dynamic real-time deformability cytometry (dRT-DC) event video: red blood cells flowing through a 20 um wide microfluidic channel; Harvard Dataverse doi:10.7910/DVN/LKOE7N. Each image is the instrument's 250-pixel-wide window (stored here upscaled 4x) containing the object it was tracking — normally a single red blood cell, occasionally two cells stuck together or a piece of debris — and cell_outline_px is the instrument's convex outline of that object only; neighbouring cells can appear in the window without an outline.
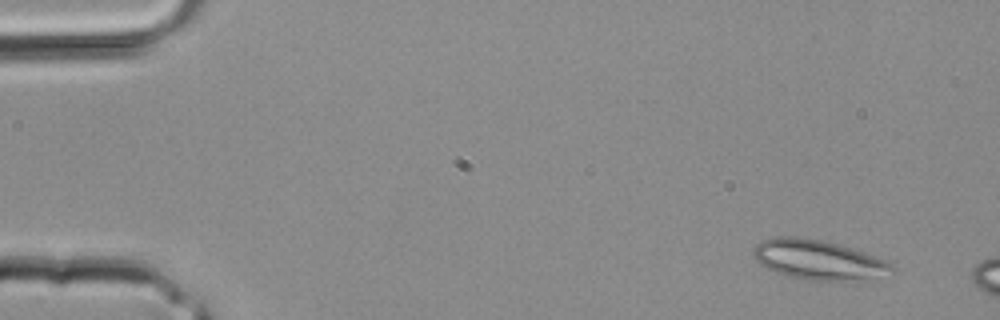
{"species": "common noctule bat (a hibernating species)", "species_latin": "Nyctalus noctula", "temperature_condition": "room temperature", "stored_images_in_passage": 5, "camera_frame_rate_fps": 3000, "um_per_image_px": 0.085, "animal": {"sex": "male", "body_mass_g": 20.4}, "frame": {"image": 1, "passage_image": 1, "time_ms": 0.0, "image_size_px": [1000, 320], "cell_outline_px": [[896, 268], [868, 280], [808, 280], [788, 276], [776, 272], [760, 264], [752, 256], [752, 252], [756, 244], [764, 240], [776, 236], [796, 236], [820, 240], [836, 244], [864, 252], [884, 260], [892, 264]], "centroid_in_image_um": [69.5, 22.08], "position_along_channel_um": 15.5, "area_um2": 31.62}}